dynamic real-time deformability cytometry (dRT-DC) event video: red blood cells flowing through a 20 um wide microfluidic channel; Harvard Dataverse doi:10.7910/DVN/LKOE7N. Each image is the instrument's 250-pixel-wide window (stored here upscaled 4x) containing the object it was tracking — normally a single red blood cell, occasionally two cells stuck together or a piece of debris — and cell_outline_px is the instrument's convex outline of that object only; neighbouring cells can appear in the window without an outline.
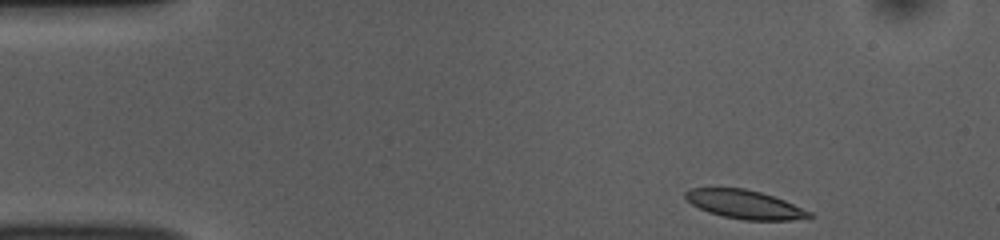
{"species": "common noctule bat (a hibernating species)", "species_latin": "Nyctalus noctula", "temperature_condition": "room temperature", "stored_images_in_passage": 48, "camera_frame_rate_fps": 3000, "um_per_image_px": 0.085, "animal": {"sex": "female", "body_mass_g": 10.0, "forearm_length_mm": 53.1}, "frame": {"image": 1, "passage_image": 1, "time_ms": 0.0, "image_size_px": [1000, 240], "cell_outline_px": [[816, 216], [808, 220], [744, 220], [724, 216], [708, 212], [692, 204], [684, 196], [684, 192], [688, 188], [744, 188], [760, 192], [784, 200], [812, 212]], "centroid_in_image_um": [63.37, 17.39], "position_along_channel_um": 21.6, "area_um2": 20.81}}
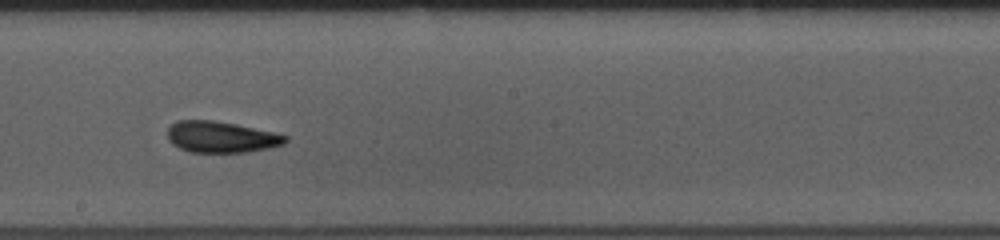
{"frame": {"image": 2, "passage_image": 24, "time_ms": 7.667, "image_size_px": [1000, 240], "cell_outline_px": [[288, 140], [284, 144], [268, 148], [248, 152], [188, 152], [172, 144], [168, 140], [168, 128], [176, 120], [212, 120], [236, 124], [272, 132], [288, 136]], "centroid_in_image_um": [18.78, 11.64], "position_along_channel_um": 229.4, "area_um2": 21.44}}
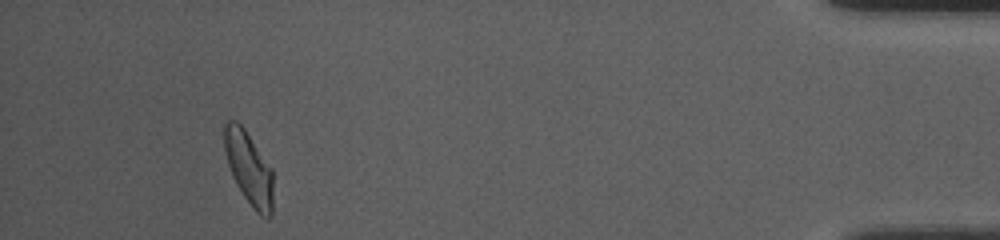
{"frame": {"image": 3, "passage_image": 44, "time_ms": 14.333, "image_size_px": [1000, 240], "cell_outline_px": [[272, 216], [268, 220], [260, 216], [252, 208], [236, 184], [232, 176], [228, 164], [224, 148], [224, 124], [228, 120], [236, 120], [244, 128], [272, 168]], "centroid_in_image_um": [21.16, 14.32], "position_along_channel_um": 414.0, "area_um2": 20.87}, "authors_computed_cell_mechanics": {"area_um2": 21.1837, "velocity_mm_per_s": 3.7257, "shape_relaxation_time_tau1_ms": 5.0842, "shape_relaxation_time_tau2_ms": 1.639, "deformation_change_tau1": 0.1426, "deformation_change_tau2": 0.0753}}